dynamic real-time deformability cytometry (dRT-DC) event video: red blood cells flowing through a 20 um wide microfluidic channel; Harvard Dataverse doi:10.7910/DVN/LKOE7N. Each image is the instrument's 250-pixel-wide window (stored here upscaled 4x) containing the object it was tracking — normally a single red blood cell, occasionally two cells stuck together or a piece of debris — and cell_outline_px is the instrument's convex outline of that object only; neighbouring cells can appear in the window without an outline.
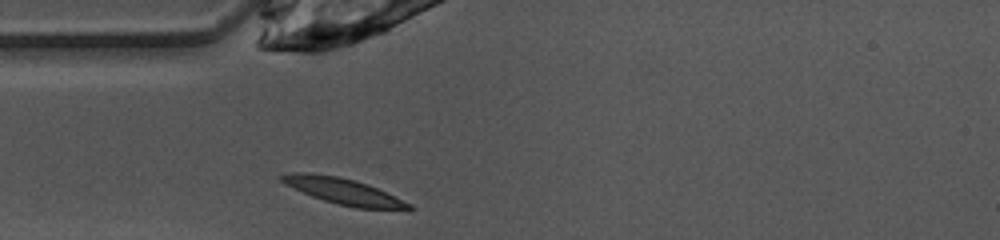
{"species": "common noctule bat (a hibernating species)", "species_latin": "Nyctalus noctula", "temperature_condition": "warm", "stored_images_in_passage": 28, "camera_frame_rate_fps": 3000, "um_per_image_px": 0.085, "animal": {"sex": "female", "body_mass_g": 10.0, "forearm_length_mm": 53.1}, "frame": {"image": 1, "passage_image": 1, "time_ms": 0.0, "image_size_px": [1000, 240], "cell_outline_px": [[416, 208], [356, 208], [324, 200], [312, 196], [284, 184], [276, 176], [292, 172], [304, 172], [336, 176], [356, 180], [368, 184], [412, 204]], "centroid_in_image_um": [29.11, 16.23], "position_along_channel_um": 55.9, "area_um2": 18.96}}
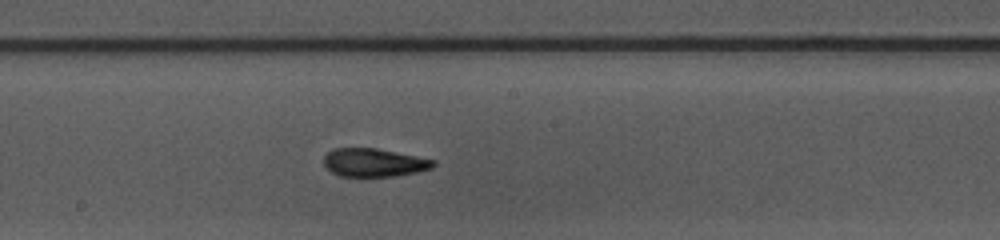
{"frame": {"image": 2, "passage_image": 13, "time_ms": 4.0, "image_size_px": [1000, 240], "cell_outline_px": [[436, 164], [432, 168], [416, 172], [392, 176], [340, 176], [324, 168], [324, 156], [332, 148], [376, 148], [436, 160]], "centroid_in_image_um": [31.76, 13.81], "position_along_channel_um": 216.4, "area_um2": 18.03}}
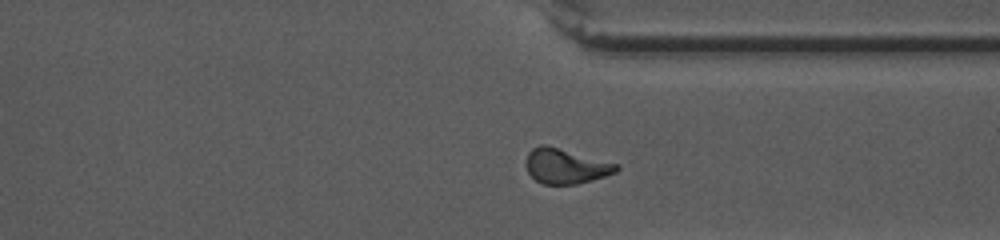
{"frame": {"image": 3, "passage_image": 24, "time_ms": 7.667, "image_size_px": [1000, 240], "cell_outline_px": [[620, 168], [616, 172], [592, 180], [576, 184], [544, 184], [536, 180], [528, 172], [524, 164], [528, 152], [532, 148], [540, 144], [544, 144], [620, 164]], "centroid_in_image_um": [48.07, 14.11], "position_along_channel_um": 363.3, "area_um2": 18.5}, "authors_computed_cell_mechanics": {"area_um2": 18.3515, "velocity_mm_per_s": 4.0242, "shape_relaxation_time_tau1_ms": 9.2921, "shape_relaxation_time_tau2_ms": 2.4194, "deformation_change_tau1": 0.2451, "deformation_change_tau2": 0.0752}}